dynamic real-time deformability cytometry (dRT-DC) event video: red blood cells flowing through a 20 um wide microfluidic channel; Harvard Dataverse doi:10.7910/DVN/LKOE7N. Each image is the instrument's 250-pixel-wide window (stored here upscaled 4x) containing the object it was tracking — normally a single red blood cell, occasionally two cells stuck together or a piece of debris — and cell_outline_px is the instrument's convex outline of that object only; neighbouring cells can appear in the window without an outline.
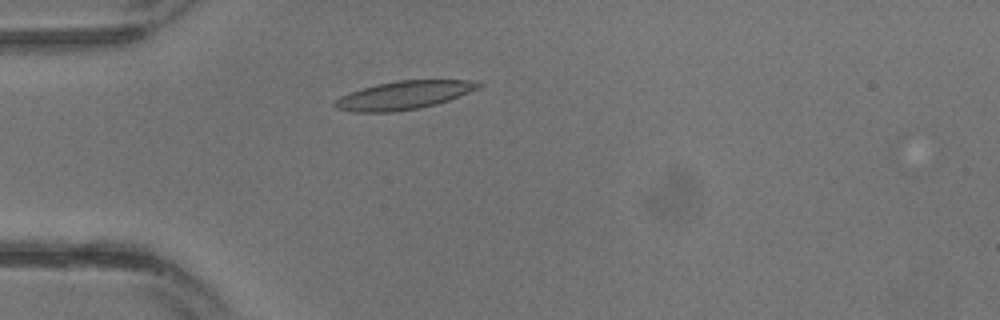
{"species": "common noctule bat (a hibernating species)", "species_latin": "Nyctalus noctula", "temperature_condition": "warm", "stored_images_in_passage": 19, "camera_frame_rate_fps": 3000, "um_per_image_px": 0.085, "animal": {"sex": "male", "body_mass_g": 13.3}, "frame": {"image": 1, "passage_image": 7, "time_ms": 2.0, "image_size_px": [1000, 320], "cell_outline_px": [[484, 84], [468, 92], [448, 100], [436, 104], [420, 108], [392, 112], [352, 112], [336, 108], [332, 104], [340, 96], [376, 84], [396, 80], [480, 80]], "centroid_in_image_um": [34.32, 8.09], "position_along_channel_um": 50.7, "area_um2": 23.58}}
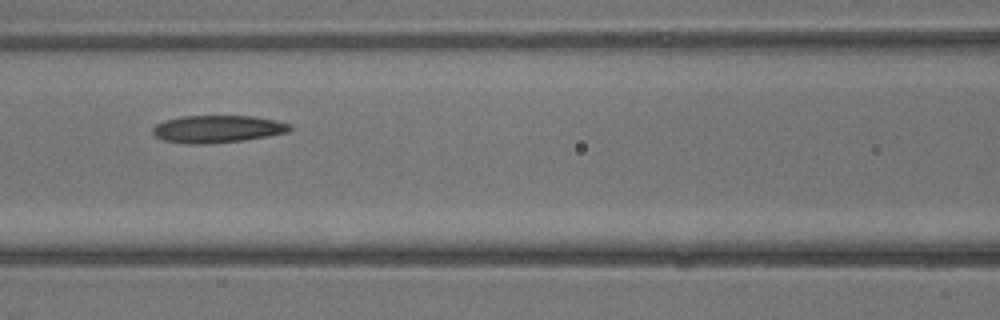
{"frame": {"image": 2, "passage_image": 12, "time_ms": 3.667, "image_size_px": [1000, 320], "cell_outline_px": [[292, 128], [288, 132], [268, 136], [244, 140], [208, 144], [188, 144], [160, 140], [152, 132], [152, 128], [156, 124], [164, 120], [180, 116], [252, 116], [276, 120], [292, 124]], "centroid_in_image_um": [18.47, 10.97], "position_along_channel_um": 148.1, "area_um2": 22.14}}
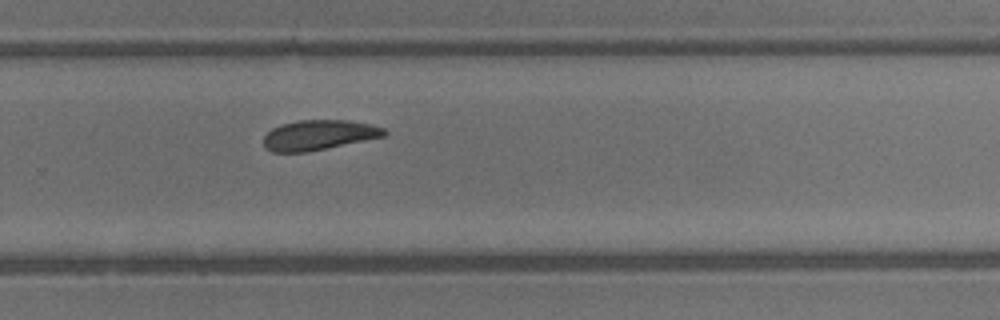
{"frame": {"image": 3, "passage_image": 19, "time_ms": 6.0, "image_size_px": [1000, 320], "cell_outline_px": [[388, 132], [384, 136], [308, 152], [272, 152], [264, 148], [264, 136], [272, 128], [284, 124], [300, 120], [344, 120], [368, 124], [384, 128]], "centroid_in_image_um": [27.07, 11.49], "position_along_channel_um": 302.7, "area_um2": 20.87}}